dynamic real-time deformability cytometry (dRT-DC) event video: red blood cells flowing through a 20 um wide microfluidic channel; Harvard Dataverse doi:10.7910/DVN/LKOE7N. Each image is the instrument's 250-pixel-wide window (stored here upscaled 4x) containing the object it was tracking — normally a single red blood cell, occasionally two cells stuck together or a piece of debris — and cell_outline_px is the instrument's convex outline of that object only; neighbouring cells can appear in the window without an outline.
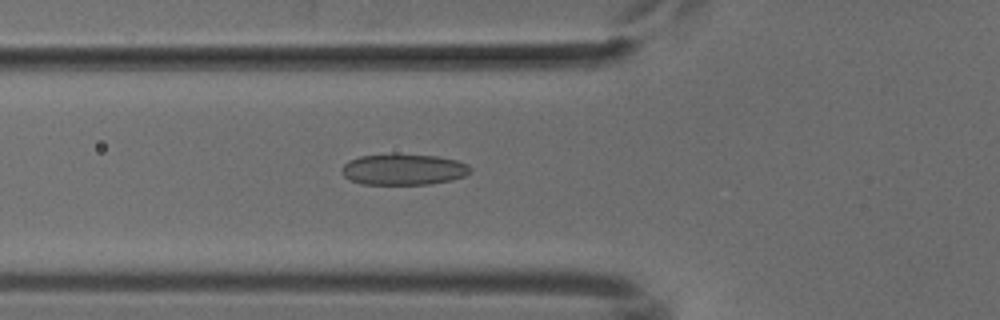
{"species": "common noctule bat (a hibernating species)", "species_latin": "Nyctalus noctula", "temperature_condition": "cold", "stored_images_in_passage": 52, "camera_frame_rate_fps": 3000, "um_per_image_px": 0.085, "animal": {"sex": "male", "body_mass_g": 18.8}, "frame": {"image": 1, "passage_image": 19, "time_ms": 6.0, "image_size_px": [1000, 320], "cell_outline_px": [[472, 172], [464, 176], [452, 180], [432, 184], [360, 184], [348, 180], [340, 172], [340, 168], [348, 160], [360, 156], [436, 156], [456, 160], [468, 164], [472, 168]], "centroid_in_image_um": [34.29, 14.44], "position_along_channel_um": 91.5, "area_um2": 22.95}}
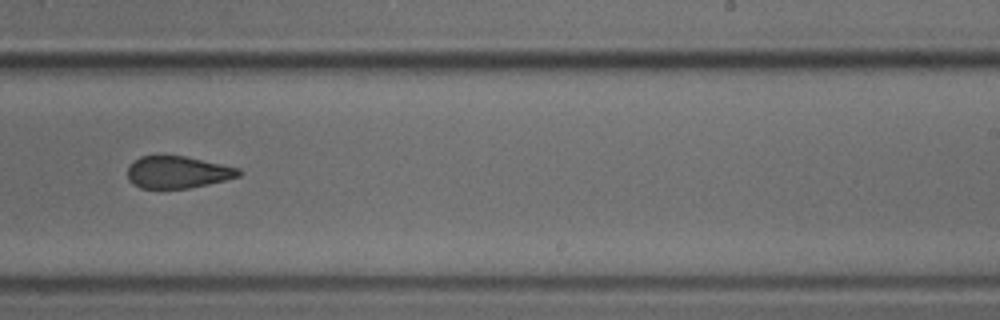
{"frame": {"image": 2, "passage_image": 33, "time_ms": 10.667, "image_size_px": [1000, 320], "cell_outline_px": [[244, 172], [240, 176], [208, 184], [188, 188], [140, 188], [132, 184], [128, 180], [128, 164], [140, 156], [184, 156], [240, 168]], "centroid_in_image_um": [15.09, 14.64], "position_along_channel_um": 273.9, "area_um2": 20.81}}
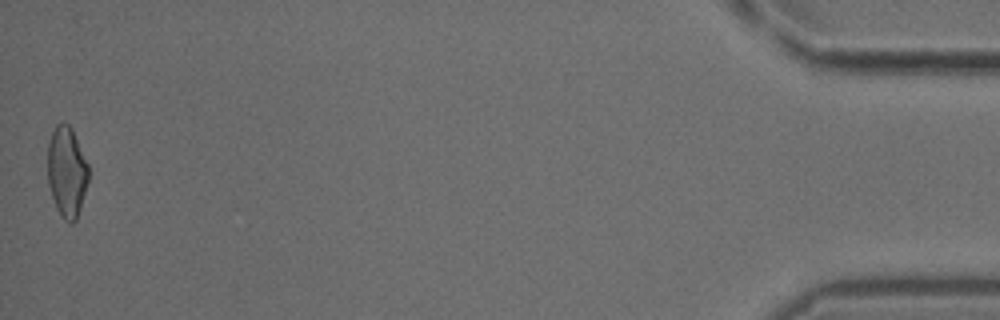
{"frame": {"image": 3, "passage_image": 52, "time_ms": 17.0, "image_size_px": [1000, 320], "cell_outline_px": [[88, 180], [80, 208], [76, 220], [72, 224], [68, 224], [60, 216], [56, 208], [48, 184], [48, 144], [52, 132], [56, 124], [68, 124], [72, 128], [88, 164]], "centroid_in_image_um": [5.67, 14.64], "position_along_channel_um": 429.5, "area_um2": 21.5}}